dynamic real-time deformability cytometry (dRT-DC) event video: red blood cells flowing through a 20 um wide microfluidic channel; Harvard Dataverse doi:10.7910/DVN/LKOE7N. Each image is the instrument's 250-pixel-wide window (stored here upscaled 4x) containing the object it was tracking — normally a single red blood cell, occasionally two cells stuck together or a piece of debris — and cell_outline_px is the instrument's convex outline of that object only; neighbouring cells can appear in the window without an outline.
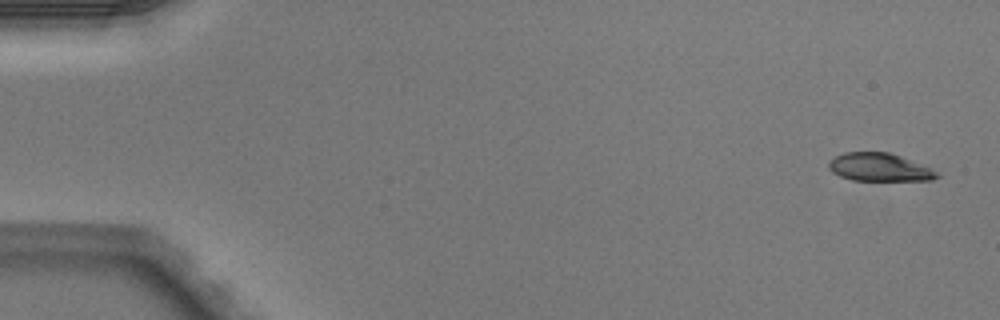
{"species": "Egyptian fruit bat (a non-hibernating species)", "species_latin": "Rousettus aegyptiacus", "temperature_condition": "warm", "stored_images_in_passage": 6, "camera_frame_rate_fps": 3000, "um_per_image_px": 0.085, "animal": {"sex": "male"}, "frame": {"image": 1, "passage_image": 1, "time_ms": 0.0, "image_size_px": [1000, 320], "cell_outline_px": [[940, 176], [932, 180], [852, 180], [840, 176], [832, 172], [828, 168], [828, 160], [844, 152], [888, 152], [900, 156], [928, 168], [936, 172]], "centroid_in_image_um": [74.67, 14.21], "position_along_channel_um": 10.3, "area_um2": 17.4}}
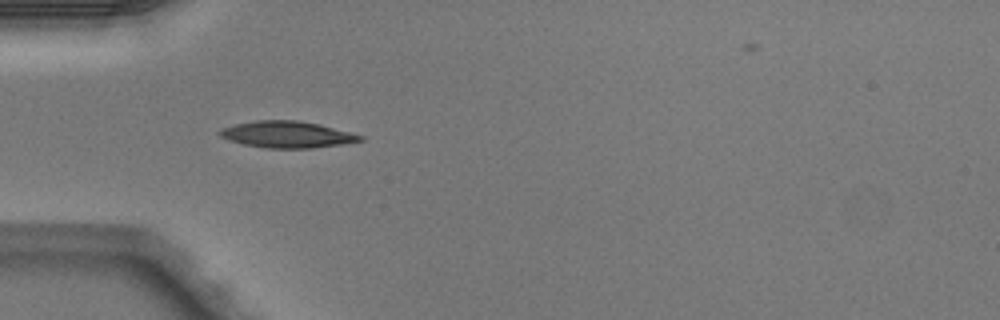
{"frame": {"image": 2, "passage_image": 5, "time_ms": 1.333, "image_size_px": [1000, 320], "cell_outline_px": [[364, 140], [340, 144], [312, 148], [268, 148], [244, 144], [228, 140], [220, 136], [216, 132], [220, 128], [236, 124], [256, 120], [300, 120], [320, 124], [352, 132], [364, 136]], "centroid_in_image_um": [24.4, 11.42], "position_along_channel_um": 60.6, "area_um2": 21.85}}
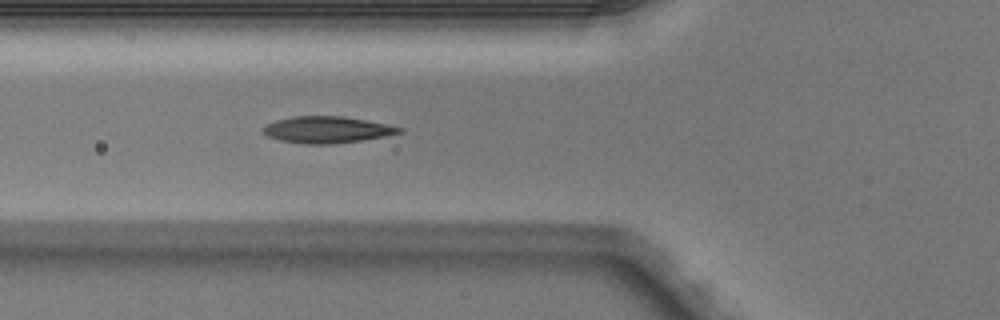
{"frame": {"image": 3, "passage_image": 6, "time_ms": 1.667, "image_size_px": [1000, 320], "cell_outline_px": [[404, 132], [384, 136], [360, 140], [332, 144], [304, 144], [280, 140], [268, 136], [260, 128], [276, 120], [292, 116], [344, 116], [404, 128]], "centroid_in_image_um": [27.77, 11.02], "position_along_channel_um": 98.0, "area_um2": 20.92}}